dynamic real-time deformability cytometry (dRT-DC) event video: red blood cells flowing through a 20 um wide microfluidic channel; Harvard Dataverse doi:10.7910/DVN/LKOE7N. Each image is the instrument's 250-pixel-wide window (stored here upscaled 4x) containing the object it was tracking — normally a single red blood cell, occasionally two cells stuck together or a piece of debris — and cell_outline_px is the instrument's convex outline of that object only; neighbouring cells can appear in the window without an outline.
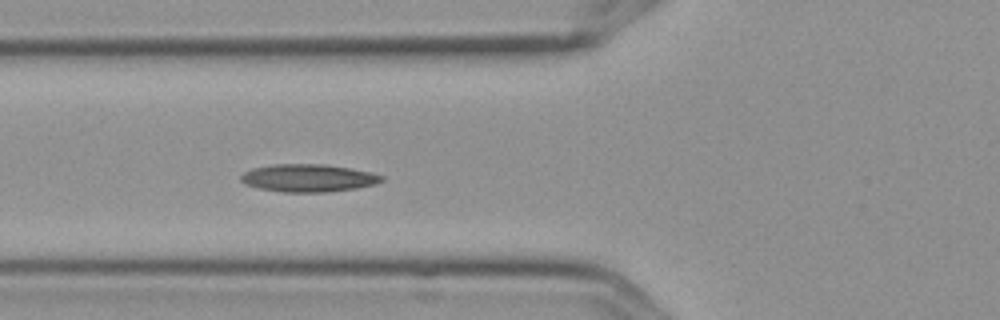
{"species": "Egyptian fruit bat (a non-hibernating species)", "species_latin": "Rousettus aegyptiacus", "temperature_condition": "cold", "stored_images_in_passage": 7, "camera_frame_rate_fps": 3000, "um_per_image_px": 0.085, "frame": {"image": 1, "passage_image": 7, "time_ms": 2.0, "image_size_px": [1000, 320], "cell_outline_px": [[384, 180], [376, 184], [356, 188], [328, 192], [284, 192], [260, 188], [244, 184], [240, 180], [240, 176], [244, 172], [252, 168], [272, 164], [324, 164], [352, 168], [384, 176]], "centroid_in_image_um": [26.2, 15.13], "position_along_channel_um": 99.6, "area_um2": 22.77}}